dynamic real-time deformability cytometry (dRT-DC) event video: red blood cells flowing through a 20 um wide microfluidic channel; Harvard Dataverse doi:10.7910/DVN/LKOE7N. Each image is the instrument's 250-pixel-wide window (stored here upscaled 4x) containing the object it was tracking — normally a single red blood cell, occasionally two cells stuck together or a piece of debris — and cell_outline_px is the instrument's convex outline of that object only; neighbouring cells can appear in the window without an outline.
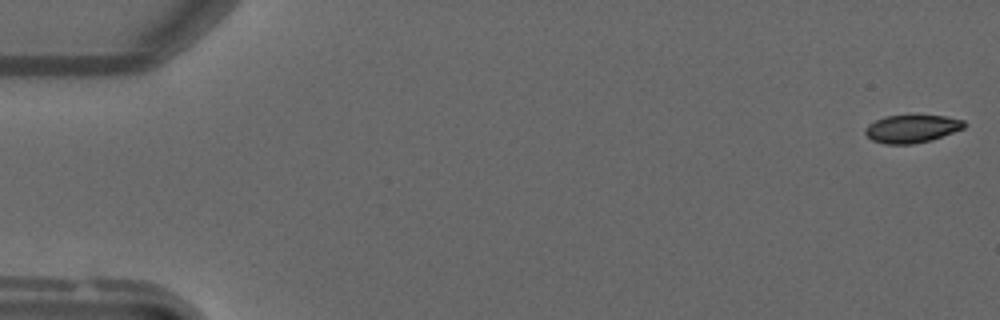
{"species": "common noctule bat (a hibernating species)", "species_latin": "Nyctalus noctula", "temperature_condition": "warm", "stored_images_in_passage": 50, "camera_frame_rate_fps": 3000, "um_per_image_px": 0.085, "animal": {"sex": "male", "forearm_length_mm": 52.5}, "frame": {"image": 1, "passage_image": 1, "time_ms": 0.0, "image_size_px": [1000, 320], "cell_outline_px": [[968, 124], [964, 128], [928, 140], [912, 144], [884, 144], [872, 140], [864, 132], [864, 128], [868, 124], [884, 116], [944, 116], [964, 120]], "centroid_in_image_um": [77.47, 10.94], "position_along_channel_um": 7.5, "area_um2": 15.84}}
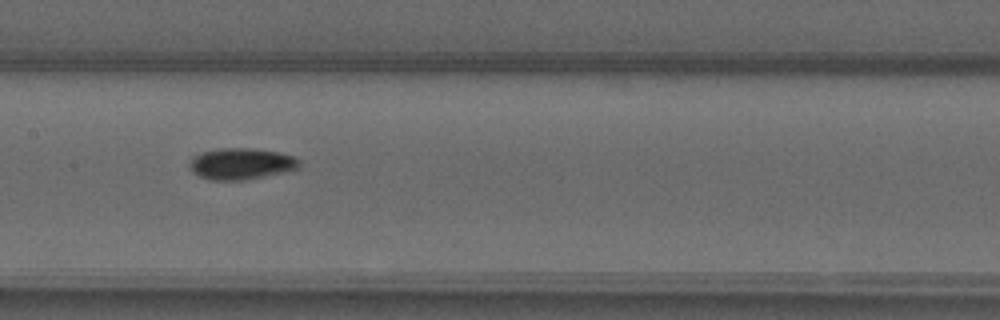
{"frame": {"image": 2, "passage_image": 25, "time_ms": 8.0, "image_size_px": [1000, 320], "cell_outline_px": [[300, 168], [284, 172], [244, 180], [208, 180], [192, 172], [188, 168], [188, 164], [192, 156], [200, 152], [220, 148], [248, 148], [276, 152], [292, 156], [300, 160]], "centroid_in_image_um": [20.44, 13.92], "position_along_channel_um": 187.0, "area_um2": 20.17}}
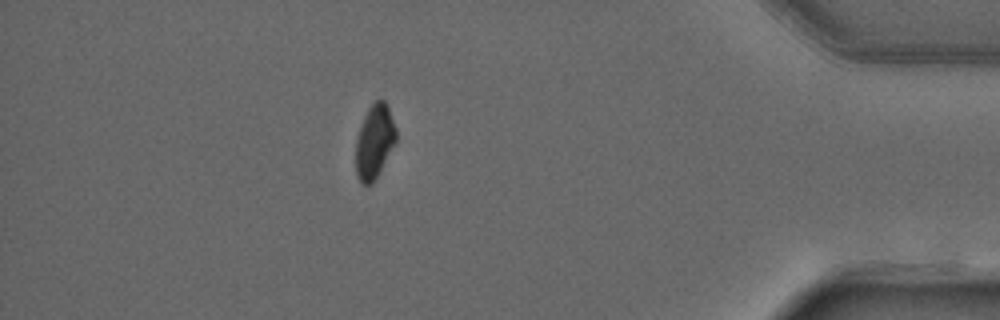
{"frame": {"image": 3, "passage_image": 44, "time_ms": 14.333, "image_size_px": [1000, 320], "cell_outline_px": [[396, 144], [376, 180], [372, 184], [360, 184], [356, 176], [356, 140], [364, 116], [368, 108], [376, 100], [384, 100], [388, 108], [396, 128]], "centroid_in_image_um": [31.84, 12.1], "position_along_channel_um": 403.4, "area_um2": 17.57}}